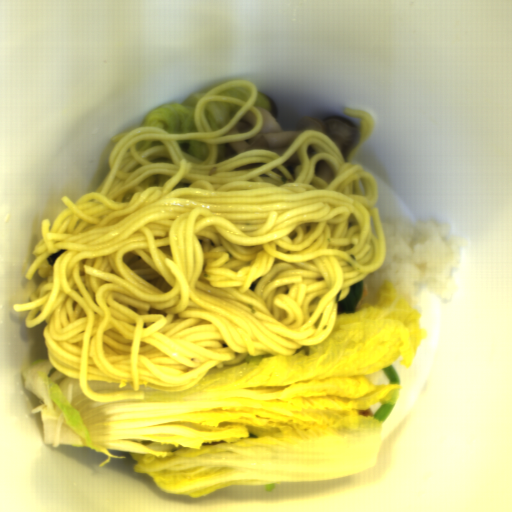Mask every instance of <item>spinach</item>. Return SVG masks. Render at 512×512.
I'll return each instance as SVG.
<instances>
[{"mask_svg": "<svg viewBox=\"0 0 512 512\" xmlns=\"http://www.w3.org/2000/svg\"><path fill=\"white\" fill-rule=\"evenodd\" d=\"M276 484V483H275ZM275 484H271V485H266V488L265 490L267 491V493H271Z\"/></svg>", "mask_w": 512, "mask_h": 512, "instance_id": "4", "label": "spinach"}, {"mask_svg": "<svg viewBox=\"0 0 512 512\" xmlns=\"http://www.w3.org/2000/svg\"><path fill=\"white\" fill-rule=\"evenodd\" d=\"M394 407L395 405L393 404L383 403L375 412L372 419H374L377 422L383 423L390 416Z\"/></svg>", "mask_w": 512, "mask_h": 512, "instance_id": "2", "label": "spinach"}, {"mask_svg": "<svg viewBox=\"0 0 512 512\" xmlns=\"http://www.w3.org/2000/svg\"><path fill=\"white\" fill-rule=\"evenodd\" d=\"M382 371L386 375V377L389 379L390 385H395V384L401 383L400 376L392 364H390L389 366H387L385 368H382Z\"/></svg>", "mask_w": 512, "mask_h": 512, "instance_id": "3", "label": "spinach"}, {"mask_svg": "<svg viewBox=\"0 0 512 512\" xmlns=\"http://www.w3.org/2000/svg\"><path fill=\"white\" fill-rule=\"evenodd\" d=\"M363 293V280L358 284L350 285L347 296L337 302L336 314L355 313Z\"/></svg>", "mask_w": 512, "mask_h": 512, "instance_id": "1", "label": "spinach"}]
</instances>
